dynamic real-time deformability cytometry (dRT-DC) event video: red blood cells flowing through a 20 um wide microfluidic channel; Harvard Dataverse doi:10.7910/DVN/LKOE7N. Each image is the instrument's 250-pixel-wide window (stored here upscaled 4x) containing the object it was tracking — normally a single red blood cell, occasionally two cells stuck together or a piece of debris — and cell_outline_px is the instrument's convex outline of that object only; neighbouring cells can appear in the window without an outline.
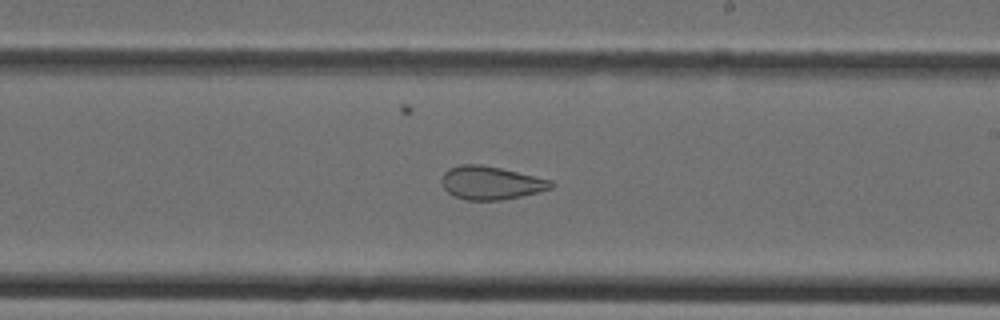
{"species": "Egyptian fruit bat (a non-hibernating species)", "species_latin": "Rousettus aegyptiacus", "temperature_condition": "cold", "stored_images_in_passage": 39, "camera_frame_rate_fps": 3000, "um_per_image_px": 0.085, "animal": {"sex": "female"}, "frame": {"image": 1, "passage_image": 23, "time_ms": 7.333, "image_size_px": [1000, 320], "cell_outline_px": [[556, 184], [552, 188], [540, 192], [500, 200], [464, 200], [448, 192], [440, 184], [440, 180], [444, 172], [448, 168], [460, 164], [480, 164], [500, 168], [552, 180]], "centroid_in_image_um": [41.71, 15.54], "position_along_channel_um": 247.3, "area_um2": 21.33}}